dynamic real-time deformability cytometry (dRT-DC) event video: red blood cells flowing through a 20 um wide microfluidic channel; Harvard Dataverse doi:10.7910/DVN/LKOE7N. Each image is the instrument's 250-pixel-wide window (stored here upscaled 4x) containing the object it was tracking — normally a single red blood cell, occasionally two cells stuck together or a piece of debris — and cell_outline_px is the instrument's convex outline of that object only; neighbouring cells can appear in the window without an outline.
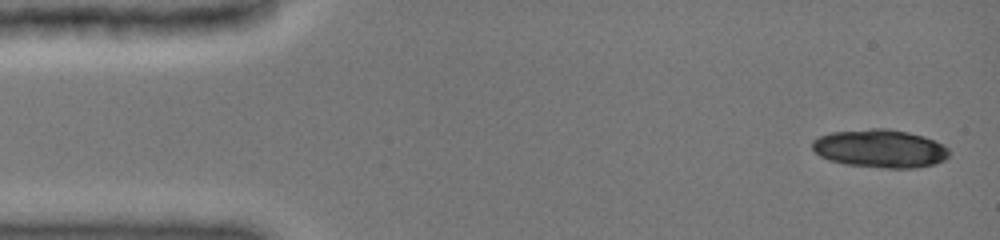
{"species": "common noctule bat (a hibernating species)", "species_latin": "Nyctalus noctula", "temperature_condition": "cold", "stored_images_in_passage": 6, "camera_frame_rate_fps": 3000, "um_per_image_px": 0.085, "animal": {"sex": "female", "body_mass_g": 19.0, "forearm_length_mm": 51.5}, "frame": {"image": 1, "passage_image": 1, "time_ms": 0.0, "image_size_px": [1000, 240], "cell_outline_px": [[948, 156], [944, 160], [936, 164], [916, 168], [888, 168], [844, 164], [828, 160], [820, 156], [812, 148], [812, 140], [820, 136], [832, 132], [872, 128], [888, 128], [908, 132], [924, 136], [944, 144], [948, 148]], "centroid_in_image_um": [74.82, 12.62], "position_along_channel_um": 10.2, "area_um2": 30.63}}